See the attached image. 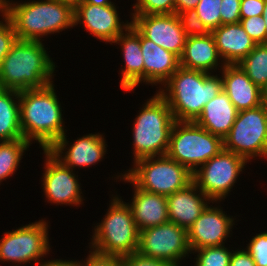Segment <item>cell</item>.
Segmentation results:
<instances>
[{"instance_id": "obj_1", "label": "cell", "mask_w": 267, "mask_h": 266, "mask_svg": "<svg viewBox=\"0 0 267 266\" xmlns=\"http://www.w3.org/2000/svg\"><path fill=\"white\" fill-rule=\"evenodd\" d=\"M52 83L44 88L19 91L20 126L23 138L48 150L65 133L61 103Z\"/></svg>"}, {"instance_id": "obj_2", "label": "cell", "mask_w": 267, "mask_h": 266, "mask_svg": "<svg viewBox=\"0 0 267 266\" xmlns=\"http://www.w3.org/2000/svg\"><path fill=\"white\" fill-rule=\"evenodd\" d=\"M222 90L220 73L209 74L180 66L156 91L168 103L175 121H195L204 106Z\"/></svg>"}, {"instance_id": "obj_3", "label": "cell", "mask_w": 267, "mask_h": 266, "mask_svg": "<svg viewBox=\"0 0 267 266\" xmlns=\"http://www.w3.org/2000/svg\"><path fill=\"white\" fill-rule=\"evenodd\" d=\"M44 45L42 41L17 39L0 64V88L22 91L54 83L57 65Z\"/></svg>"}, {"instance_id": "obj_4", "label": "cell", "mask_w": 267, "mask_h": 266, "mask_svg": "<svg viewBox=\"0 0 267 266\" xmlns=\"http://www.w3.org/2000/svg\"><path fill=\"white\" fill-rule=\"evenodd\" d=\"M3 13L21 40L44 41L49 35L74 27V9L58 0H3Z\"/></svg>"}, {"instance_id": "obj_5", "label": "cell", "mask_w": 267, "mask_h": 266, "mask_svg": "<svg viewBox=\"0 0 267 266\" xmlns=\"http://www.w3.org/2000/svg\"><path fill=\"white\" fill-rule=\"evenodd\" d=\"M112 194L109 207L101 222L92 230L89 250L101 255L122 258L135 253L139 246V230L132 211L122 196Z\"/></svg>"}, {"instance_id": "obj_6", "label": "cell", "mask_w": 267, "mask_h": 266, "mask_svg": "<svg viewBox=\"0 0 267 266\" xmlns=\"http://www.w3.org/2000/svg\"><path fill=\"white\" fill-rule=\"evenodd\" d=\"M175 119L168 103L156 92L142 105L133 121V162L166 155Z\"/></svg>"}, {"instance_id": "obj_7", "label": "cell", "mask_w": 267, "mask_h": 266, "mask_svg": "<svg viewBox=\"0 0 267 266\" xmlns=\"http://www.w3.org/2000/svg\"><path fill=\"white\" fill-rule=\"evenodd\" d=\"M223 149V139L194 121H175L166 155L190 172L216 156Z\"/></svg>"}, {"instance_id": "obj_8", "label": "cell", "mask_w": 267, "mask_h": 266, "mask_svg": "<svg viewBox=\"0 0 267 266\" xmlns=\"http://www.w3.org/2000/svg\"><path fill=\"white\" fill-rule=\"evenodd\" d=\"M123 174L145 191L171 195L184 189L192 180V172L167 155L142 158Z\"/></svg>"}, {"instance_id": "obj_9", "label": "cell", "mask_w": 267, "mask_h": 266, "mask_svg": "<svg viewBox=\"0 0 267 266\" xmlns=\"http://www.w3.org/2000/svg\"><path fill=\"white\" fill-rule=\"evenodd\" d=\"M48 223L43 218L4 232L0 240V263L22 266L33 261L39 266L51 250Z\"/></svg>"}, {"instance_id": "obj_10", "label": "cell", "mask_w": 267, "mask_h": 266, "mask_svg": "<svg viewBox=\"0 0 267 266\" xmlns=\"http://www.w3.org/2000/svg\"><path fill=\"white\" fill-rule=\"evenodd\" d=\"M223 149L244 157L250 163L253 158L267 160V106L262 104L239 111L223 139Z\"/></svg>"}, {"instance_id": "obj_11", "label": "cell", "mask_w": 267, "mask_h": 266, "mask_svg": "<svg viewBox=\"0 0 267 266\" xmlns=\"http://www.w3.org/2000/svg\"><path fill=\"white\" fill-rule=\"evenodd\" d=\"M247 163L244 157L222 149L192 173V180L212 202L220 204L232 191Z\"/></svg>"}, {"instance_id": "obj_12", "label": "cell", "mask_w": 267, "mask_h": 266, "mask_svg": "<svg viewBox=\"0 0 267 266\" xmlns=\"http://www.w3.org/2000/svg\"><path fill=\"white\" fill-rule=\"evenodd\" d=\"M137 252L149 258L182 265L191 253L187 229L168 221L139 231ZM187 256V257H186ZM185 258V259H184Z\"/></svg>"}, {"instance_id": "obj_13", "label": "cell", "mask_w": 267, "mask_h": 266, "mask_svg": "<svg viewBox=\"0 0 267 266\" xmlns=\"http://www.w3.org/2000/svg\"><path fill=\"white\" fill-rule=\"evenodd\" d=\"M43 154L45 164L41 185L46 201L56 206L82 205L85 199L75 171L64 166L48 150H43Z\"/></svg>"}, {"instance_id": "obj_14", "label": "cell", "mask_w": 267, "mask_h": 266, "mask_svg": "<svg viewBox=\"0 0 267 266\" xmlns=\"http://www.w3.org/2000/svg\"><path fill=\"white\" fill-rule=\"evenodd\" d=\"M104 133H89L70 143L65 133L48 151L64 166L76 168L91 167L100 163L107 153L106 137Z\"/></svg>"}, {"instance_id": "obj_15", "label": "cell", "mask_w": 267, "mask_h": 266, "mask_svg": "<svg viewBox=\"0 0 267 266\" xmlns=\"http://www.w3.org/2000/svg\"><path fill=\"white\" fill-rule=\"evenodd\" d=\"M208 205L187 229L190 250L224 245L232 236L235 216H229L220 205ZM216 206V207H215ZM231 234V235H230Z\"/></svg>"}, {"instance_id": "obj_16", "label": "cell", "mask_w": 267, "mask_h": 266, "mask_svg": "<svg viewBox=\"0 0 267 266\" xmlns=\"http://www.w3.org/2000/svg\"><path fill=\"white\" fill-rule=\"evenodd\" d=\"M130 20L145 38L181 57L187 36L177 14L130 15Z\"/></svg>"}, {"instance_id": "obj_17", "label": "cell", "mask_w": 267, "mask_h": 266, "mask_svg": "<svg viewBox=\"0 0 267 266\" xmlns=\"http://www.w3.org/2000/svg\"><path fill=\"white\" fill-rule=\"evenodd\" d=\"M118 8L117 5L80 4L74 9V27L82 24L89 35L111 44L131 24L129 20H121Z\"/></svg>"}, {"instance_id": "obj_18", "label": "cell", "mask_w": 267, "mask_h": 266, "mask_svg": "<svg viewBox=\"0 0 267 266\" xmlns=\"http://www.w3.org/2000/svg\"><path fill=\"white\" fill-rule=\"evenodd\" d=\"M117 174L113 176L114 181L116 180L117 182L120 179V181L130 183L133 187V197L127 204L131 208L134 221L139 231L169 221L166 196L140 189L123 173Z\"/></svg>"}, {"instance_id": "obj_19", "label": "cell", "mask_w": 267, "mask_h": 266, "mask_svg": "<svg viewBox=\"0 0 267 266\" xmlns=\"http://www.w3.org/2000/svg\"><path fill=\"white\" fill-rule=\"evenodd\" d=\"M120 46L121 54L125 62L120 68V87L123 91L134 92L144 83V60L141 51V33L132 25L120 34L112 43Z\"/></svg>"}, {"instance_id": "obj_20", "label": "cell", "mask_w": 267, "mask_h": 266, "mask_svg": "<svg viewBox=\"0 0 267 266\" xmlns=\"http://www.w3.org/2000/svg\"><path fill=\"white\" fill-rule=\"evenodd\" d=\"M166 198L169 221L185 229L196 221L210 203L214 204L193 181Z\"/></svg>"}, {"instance_id": "obj_21", "label": "cell", "mask_w": 267, "mask_h": 266, "mask_svg": "<svg viewBox=\"0 0 267 266\" xmlns=\"http://www.w3.org/2000/svg\"><path fill=\"white\" fill-rule=\"evenodd\" d=\"M180 66L209 74H214L219 67L220 71L223 69L225 63L218 53L212 33L186 38Z\"/></svg>"}, {"instance_id": "obj_22", "label": "cell", "mask_w": 267, "mask_h": 266, "mask_svg": "<svg viewBox=\"0 0 267 266\" xmlns=\"http://www.w3.org/2000/svg\"><path fill=\"white\" fill-rule=\"evenodd\" d=\"M218 72L221 73L223 90L238 112L262 105L261 89L251 81L238 64L225 65Z\"/></svg>"}, {"instance_id": "obj_23", "label": "cell", "mask_w": 267, "mask_h": 266, "mask_svg": "<svg viewBox=\"0 0 267 266\" xmlns=\"http://www.w3.org/2000/svg\"><path fill=\"white\" fill-rule=\"evenodd\" d=\"M141 51L144 60V84L162 86L180 67V58L141 34Z\"/></svg>"}, {"instance_id": "obj_24", "label": "cell", "mask_w": 267, "mask_h": 266, "mask_svg": "<svg viewBox=\"0 0 267 266\" xmlns=\"http://www.w3.org/2000/svg\"><path fill=\"white\" fill-rule=\"evenodd\" d=\"M211 33L225 65L240 63L256 46L240 23L220 25Z\"/></svg>"}, {"instance_id": "obj_25", "label": "cell", "mask_w": 267, "mask_h": 266, "mask_svg": "<svg viewBox=\"0 0 267 266\" xmlns=\"http://www.w3.org/2000/svg\"><path fill=\"white\" fill-rule=\"evenodd\" d=\"M237 113L228 95L222 90L204 106L202 113L194 122L224 139L231 130Z\"/></svg>"}, {"instance_id": "obj_26", "label": "cell", "mask_w": 267, "mask_h": 266, "mask_svg": "<svg viewBox=\"0 0 267 266\" xmlns=\"http://www.w3.org/2000/svg\"><path fill=\"white\" fill-rule=\"evenodd\" d=\"M24 139L20 126L19 91L0 88V141Z\"/></svg>"}, {"instance_id": "obj_27", "label": "cell", "mask_w": 267, "mask_h": 266, "mask_svg": "<svg viewBox=\"0 0 267 266\" xmlns=\"http://www.w3.org/2000/svg\"><path fill=\"white\" fill-rule=\"evenodd\" d=\"M32 144L25 139L0 141V185L14 176L20 167L24 153Z\"/></svg>"}, {"instance_id": "obj_28", "label": "cell", "mask_w": 267, "mask_h": 266, "mask_svg": "<svg viewBox=\"0 0 267 266\" xmlns=\"http://www.w3.org/2000/svg\"><path fill=\"white\" fill-rule=\"evenodd\" d=\"M238 65L260 89L267 83V43L256 44Z\"/></svg>"}, {"instance_id": "obj_29", "label": "cell", "mask_w": 267, "mask_h": 266, "mask_svg": "<svg viewBox=\"0 0 267 266\" xmlns=\"http://www.w3.org/2000/svg\"><path fill=\"white\" fill-rule=\"evenodd\" d=\"M226 245L200 248L191 251L195 255L194 266H230L231 254L230 247Z\"/></svg>"}, {"instance_id": "obj_30", "label": "cell", "mask_w": 267, "mask_h": 266, "mask_svg": "<svg viewBox=\"0 0 267 266\" xmlns=\"http://www.w3.org/2000/svg\"><path fill=\"white\" fill-rule=\"evenodd\" d=\"M222 0H199L195 10L199 19L210 32L221 25L220 5Z\"/></svg>"}, {"instance_id": "obj_31", "label": "cell", "mask_w": 267, "mask_h": 266, "mask_svg": "<svg viewBox=\"0 0 267 266\" xmlns=\"http://www.w3.org/2000/svg\"><path fill=\"white\" fill-rule=\"evenodd\" d=\"M132 8L130 15L175 14V0H136Z\"/></svg>"}, {"instance_id": "obj_32", "label": "cell", "mask_w": 267, "mask_h": 266, "mask_svg": "<svg viewBox=\"0 0 267 266\" xmlns=\"http://www.w3.org/2000/svg\"><path fill=\"white\" fill-rule=\"evenodd\" d=\"M177 16L187 37L205 36L211 33L205 24L199 19L195 9H189L184 12L177 13Z\"/></svg>"}, {"instance_id": "obj_33", "label": "cell", "mask_w": 267, "mask_h": 266, "mask_svg": "<svg viewBox=\"0 0 267 266\" xmlns=\"http://www.w3.org/2000/svg\"><path fill=\"white\" fill-rule=\"evenodd\" d=\"M246 245L256 266H267V231L254 234Z\"/></svg>"}, {"instance_id": "obj_34", "label": "cell", "mask_w": 267, "mask_h": 266, "mask_svg": "<svg viewBox=\"0 0 267 266\" xmlns=\"http://www.w3.org/2000/svg\"><path fill=\"white\" fill-rule=\"evenodd\" d=\"M239 23L256 44L267 43L265 20L262 16L243 18Z\"/></svg>"}, {"instance_id": "obj_35", "label": "cell", "mask_w": 267, "mask_h": 266, "mask_svg": "<svg viewBox=\"0 0 267 266\" xmlns=\"http://www.w3.org/2000/svg\"><path fill=\"white\" fill-rule=\"evenodd\" d=\"M0 64L17 40L11 20L2 12L0 14Z\"/></svg>"}, {"instance_id": "obj_36", "label": "cell", "mask_w": 267, "mask_h": 266, "mask_svg": "<svg viewBox=\"0 0 267 266\" xmlns=\"http://www.w3.org/2000/svg\"><path fill=\"white\" fill-rule=\"evenodd\" d=\"M121 260L122 266H180L172 262L149 258L138 252L125 255Z\"/></svg>"}, {"instance_id": "obj_37", "label": "cell", "mask_w": 267, "mask_h": 266, "mask_svg": "<svg viewBox=\"0 0 267 266\" xmlns=\"http://www.w3.org/2000/svg\"><path fill=\"white\" fill-rule=\"evenodd\" d=\"M240 2L241 0H222L220 5L221 25L240 22Z\"/></svg>"}, {"instance_id": "obj_38", "label": "cell", "mask_w": 267, "mask_h": 266, "mask_svg": "<svg viewBox=\"0 0 267 266\" xmlns=\"http://www.w3.org/2000/svg\"><path fill=\"white\" fill-rule=\"evenodd\" d=\"M85 260L79 261V266H122V260L119 257L101 255L92 250Z\"/></svg>"}, {"instance_id": "obj_39", "label": "cell", "mask_w": 267, "mask_h": 266, "mask_svg": "<svg viewBox=\"0 0 267 266\" xmlns=\"http://www.w3.org/2000/svg\"><path fill=\"white\" fill-rule=\"evenodd\" d=\"M266 0H241L240 17L262 16Z\"/></svg>"}, {"instance_id": "obj_40", "label": "cell", "mask_w": 267, "mask_h": 266, "mask_svg": "<svg viewBox=\"0 0 267 266\" xmlns=\"http://www.w3.org/2000/svg\"><path fill=\"white\" fill-rule=\"evenodd\" d=\"M230 266H256V264L245 248H238L231 254Z\"/></svg>"}, {"instance_id": "obj_41", "label": "cell", "mask_w": 267, "mask_h": 266, "mask_svg": "<svg viewBox=\"0 0 267 266\" xmlns=\"http://www.w3.org/2000/svg\"><path fill=\"white\" fill-rule=\"evenodd\" d=\"M199 0H175V14L195 9Z\"/></svg>"}, {"instance_id": "obj_42", "label": "cell", "mask_w": 267, "mask_h": 266, "mask_svg": "<svg viewBox=\"0 0 267 266\" xmlns=\"http://www.w3.org/2000/svg\"><path fill=\"white\" fill-rule=\"evenodd\" d=\"M39 266H79L78 260L46 259Z\"/></svg>"}, {"instance_id": "obj_43", "label": "cell", "mask_w": 267, "mask_h": 266, "mask_svg": "<svg viewBox=\"0 0 267 266\" xmlns=\"http://www.w3.org/2000/svg\"><path fill=\"white\" fill-rule=\"evenodd\" d=\"M82 4H93L97 6L115 5L111 0H84Z\"/></svg>"}, {"instance_id": "obj_44", "label": "cell", "mask_w": 267, "mask_h": 266, "mask_svg": "<svg viewBox=\"0 0 267 266\" xmlns=\"http://www.w3.org/2000/svg\"><path fill=\"white\" fill-rule=\"evenodd\" d=\"M62 2L63 4H67L71 6L73 9H75L77 6L83 3L84 0H58Z\"/></svg>"}, {"instance_id": "obj_45", "label": "cell", "mask_w": 267, "mask_h": 266, "mask_svg": "<svg viewBox=\"0 0 267 266\" xmlns=\"http://www.w3.org/2000/svg\"><path fill=\"white\" fill-rule=\"evenodd\" d=\"M261 102L267 106V83L261 88Z\"/></svg>"}, {"instance_id": "obj_46", "label": "cell", "mask_w": 267, "mask_h": 266, "mask_svg": "<svg viewBox=\"0 0 267 266\" xmlns=\"http://www.w3.org/2000/svg\"><path fill=\"white\" fill-rule=\"evenodd\" d=\"M262 17L265 20V26H266V32H267V0H266L265 5H264Z\"/></svg>"}, {"instance_id": "obj_47", "label": "cell", "mask_w": 267, "mask_h": 266, "mask_svg": "<svg viewBox=\"0 0 267 266\" xmlns=\"http://www.w3.org/2000/svg\"><path fill=\"white\" fill-rule=\"evenodd\" d=\"M3 12V0H0V14Z\"/></svg>"}]
</instances>
